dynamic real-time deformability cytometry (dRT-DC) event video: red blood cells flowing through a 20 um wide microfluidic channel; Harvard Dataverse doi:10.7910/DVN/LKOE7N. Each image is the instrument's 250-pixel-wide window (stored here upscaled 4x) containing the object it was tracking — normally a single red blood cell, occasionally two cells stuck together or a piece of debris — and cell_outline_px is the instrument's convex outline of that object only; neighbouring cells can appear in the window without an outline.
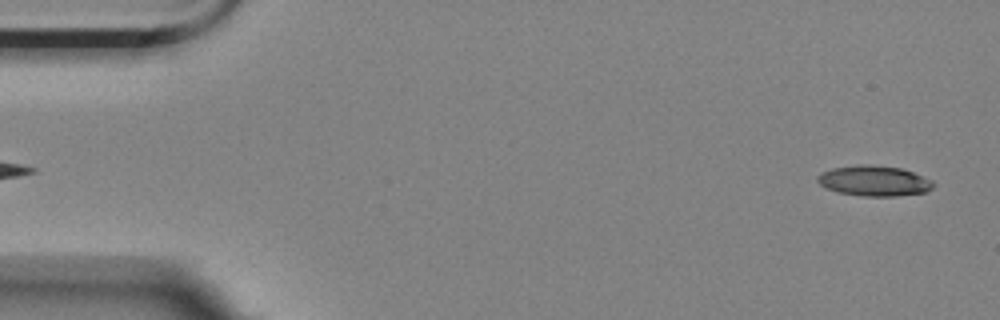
{"species": "Egyptian fruit bat (a non-hibernating species)", "species_latin": "Rousettus aegyptiacus", "temperature_condition": "room temperature", "stored_images_in_passage": 9, "camera_frame_rate_fps": 3000, "um_per_image_px": 0.085, "animal": {"sex": "female"}, "frame": {"image": 1, "passage_image": 2, "time_ms": 0.333, "image_size_px": [1000, 320], "cell_outline_px": [[932, 188], [924, 192], [896, 196], [864, 196], [836, 192], [824, 188], [816, 180], [816, 176], [832, 168], [860, 164], [872, 164], [900, 168], [912, 172], [932, 180]], "centroid_in_image_um": [74.24, 15.37], "position_along_channel_um": 10.8, "area_um2": 20.46}}